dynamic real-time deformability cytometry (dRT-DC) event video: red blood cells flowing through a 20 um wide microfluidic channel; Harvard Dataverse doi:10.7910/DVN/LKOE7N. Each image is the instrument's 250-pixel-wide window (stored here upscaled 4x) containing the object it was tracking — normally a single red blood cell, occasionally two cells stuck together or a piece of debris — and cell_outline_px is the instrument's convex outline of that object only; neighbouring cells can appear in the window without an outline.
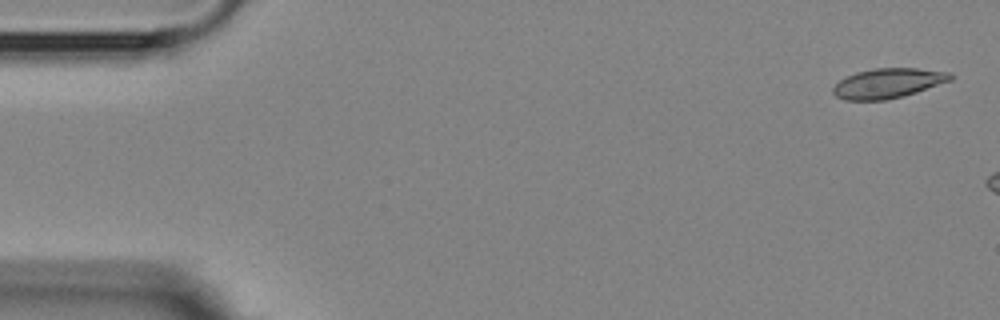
{"species": "Egyptian fruit bat (a non-hibernating species)", "species_latin": "Rousettus aegyptiacus", "temperature_condition": "room temperature", "stored_images_in_passage": 3, "camera_frame_rate_fps": 3000, "um_per_image_px": 0.085, "animal": {"sex": "female"}, "frame": {"image": 1, "passage_image": 1, "time_ms": 0.0, "image_size_px": [1000, 320], "cell_outline_px": [[952, 80], [904, 96], [884, 100], [844, 100], [836, 96], [832, 92], [832, 88], [840, 80], [856, 72], [876, 68], [916, 68], [952, 72]], "centroid_in_image_um": [75.49, 7.07], "position_along_channel_um": 9.5, "area_um2": 20.35}}